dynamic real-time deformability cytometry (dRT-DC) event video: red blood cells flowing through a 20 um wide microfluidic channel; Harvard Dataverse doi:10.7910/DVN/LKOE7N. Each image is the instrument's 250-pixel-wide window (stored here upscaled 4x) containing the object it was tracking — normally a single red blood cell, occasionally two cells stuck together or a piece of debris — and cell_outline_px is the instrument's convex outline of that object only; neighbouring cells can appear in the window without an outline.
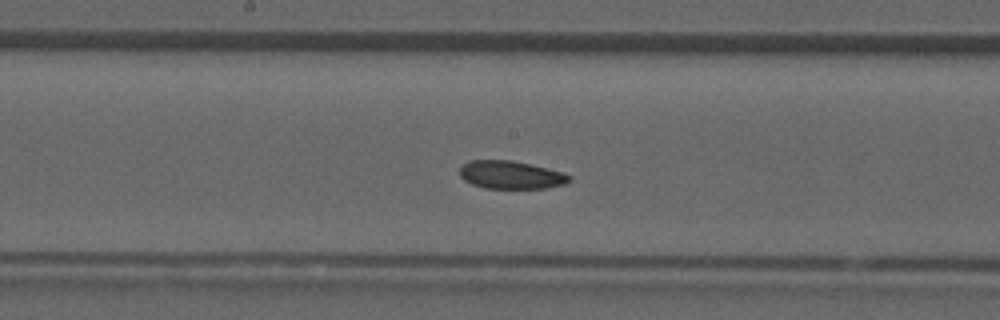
{"species": "common noctule bat (a hibernating species)", "species_latin": "Nyctalus noctula", "temperature_condition": "room temperature", "stored_images_in_passage": 35, "camera_frame_rate_fps": 3000, "um_per_image_px": 0.085, "animal": {"sex": "male", "forearm_length_mm": 52.5}, "frame": {"image": 1, "passage_image": 16, "time_ms": 5.0, "image_size_px": [1000, 320], "cell_outline_px": [[572, 180], [564, 184], [548, 188], [484, 188], [472, 184], [464, 180], [460, 176], [460, 168], [468, 160], [512, 160], [532, 164], [564, 172], [572, 176]], "centroid_in_image_um": [43.46, 14.86], "position_along_channel_um": 204.7, "area_um2": 18.09}}
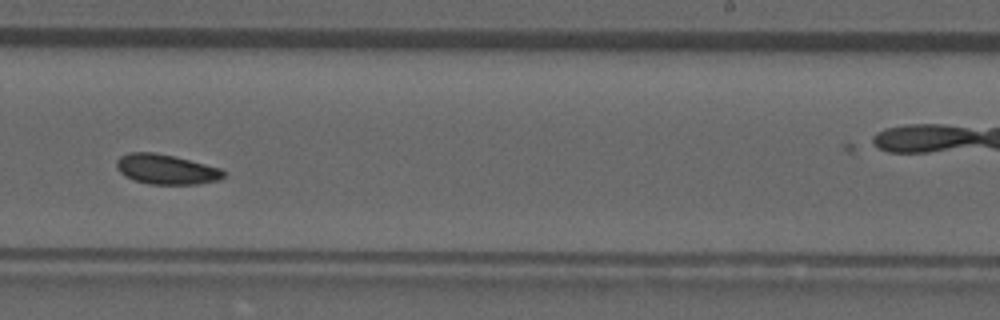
{"frame": {"image": 2, "passage_image": 20, "time_ms": 6.333, "image_size_px": [1000, 320], "cell_outline_px": [[224, 176], [220, 180], [196, 184], [148, 184], [132, 180], [124, 176], [116, 168], [116, 160], [120, 156], [128, 152], [156, 152], [220, 168], [224, 172]], "centroid_in_image_um": [14.06, 14.39], "position_along_channel_um": 274.9, "area_um2": 18.67}}